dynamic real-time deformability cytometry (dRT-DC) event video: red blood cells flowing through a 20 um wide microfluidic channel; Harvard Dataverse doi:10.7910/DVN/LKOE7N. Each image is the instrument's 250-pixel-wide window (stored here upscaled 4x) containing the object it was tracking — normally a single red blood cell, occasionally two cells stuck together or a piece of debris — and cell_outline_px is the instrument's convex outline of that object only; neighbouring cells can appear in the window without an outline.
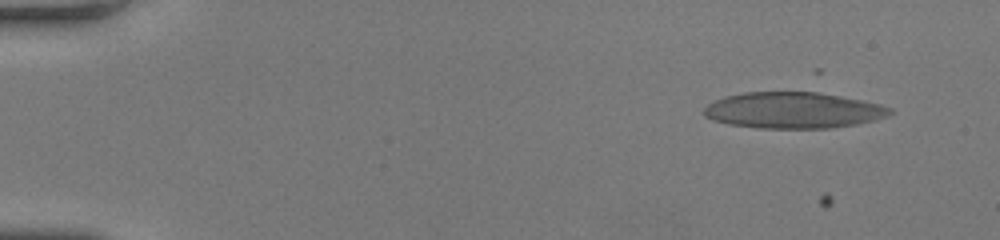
{"species": "human", "species_latin": "Homo sapiens", "temperature_condition": "room temperature", "stored_images_in_passage": 52, "camera_frame_rate_fps": 3000, "um_per_image_px": 0.085, "donor": {"sex": "female"}, "frame": {"image": 1, "passage_image": 1, "time_ms": 0.0, "image_size_px": [1000, 240], "cell_outline_px": [[896, 112], [888, 116], [876, 120], [856, 124], [828, 128], [760, 128], [728, 124], [712, 120], [704, 116], [704, 108], [708, 104], [716, 100], [728, 96], [744, 92], [816, 92], [840, 96], [880, 104], [892, 108]], "centroid_in_image_um": [67.45, 9.38], "position_along_channel_um": 17.5, "area_um2": 39.13}}
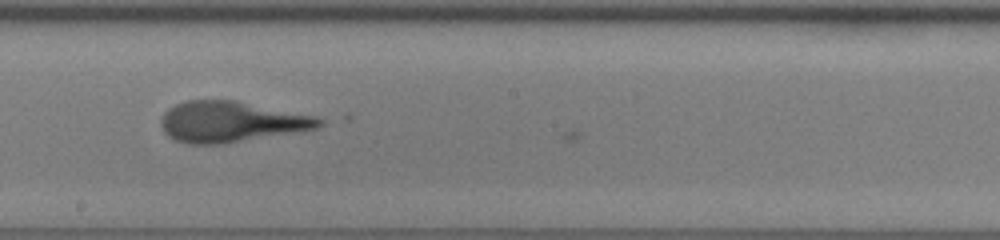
{"frame": {"image": 2, "passage_image": 29, "time_ms": 9.333, "image_size_px": [1000, 240], "cell_outline_px": [[324, 124], [316, 128], [220, 144], [188, 144], [176, 140], [168, 136], [164, 132], [160, 124], [160, 120], [164, 112], [168, 108], [176, 104], [188, 100], [232, 100], [316, 116], [324, 120]], "centroid_in_image_um": [19.58, 10.34], "position_along_channel_um": 228.6, "area_um2": 37.11}}
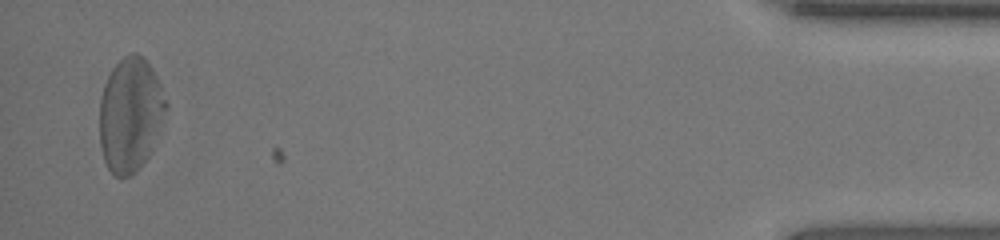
{"frame": {"image": 3, "passage_image": 51, "time_ms": 16.667, "image_size_px": [1000, 240], "cell_outline_px": [[168, 104], [152, 148], [148, 156], [136, 172], [128, 176], [116, 176], [108, 168], [104, 160], [100, 144], [100, 100], [104, 84], [112, 68], [124, 56], [132, 52], [136, 52], [152, 68], [156, 76]], "centroid_in_image_um": [11.06, 9.74], "position_along_channel_um": 424.1, "area_um2": 43.7}}